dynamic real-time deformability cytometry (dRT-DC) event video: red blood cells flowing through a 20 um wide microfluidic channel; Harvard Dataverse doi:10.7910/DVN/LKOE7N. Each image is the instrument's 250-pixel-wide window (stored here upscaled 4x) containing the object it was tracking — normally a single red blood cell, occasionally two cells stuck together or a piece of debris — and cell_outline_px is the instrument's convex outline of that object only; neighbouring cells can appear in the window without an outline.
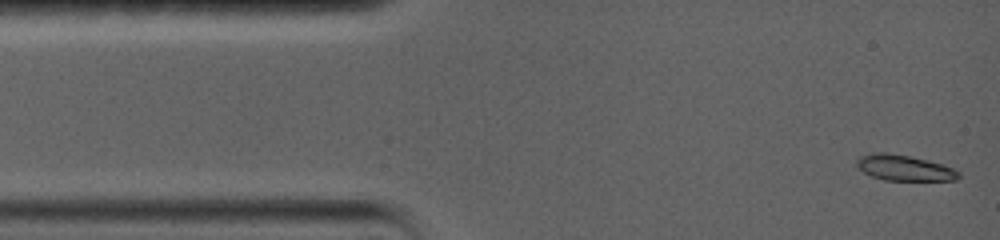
{"species": "common noctule bat (a hibernating species)", "species_latin": "Nyctalus noctula", "temperature_condition": "warm", "stored_images_in_passage": 13, "camera_frame_rate_fps": 5000, "um_per_image_px": 0.085, "animal": {"sex": "female", "body_mass_g": 19.0, "forearm_length_mm": 56.7}, "frame": {"image": 1, "passage_image": 1, "time_ms": 0.0, "image_size_px": [1000, 240], "cell_outline_px": [[960, 176], [956, 180], [884, 180], [872, 176], [864, 172], [856, 164], [856, 160], [860, 156], [876, 152], [888, 152], [928, 160], [944, 164], [960, 172]], "centroid_in_image_um": [76.88, 14.26], "position_along_channel_um": 8.1, "area_um2": 15.2}}
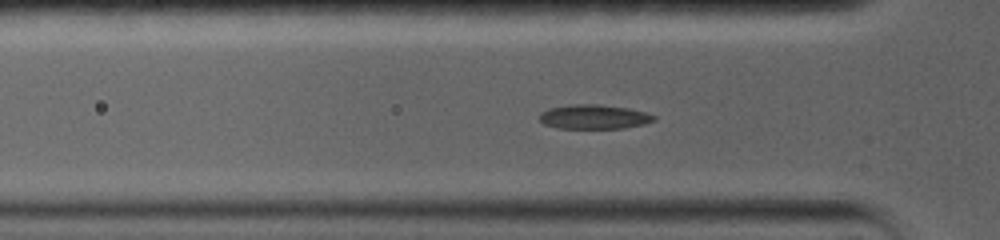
{"frame": {"image": 2, "passage_image": 8, "time_ms": 4.0, "image_size_px": [1000, 240], "cell_outline_px": [[656, 120], [644, 124], [624, 128], [556, 128], [544, 124], [540, 120], [540, 112], [548, 108], [568, 104], [600, 104], [628, 108], [644, 112], [656, 116]], "centroid_in_image_um": [50.47, 9.92], "position_along_channel_um": 75.3, "area_um2": 16.36}}
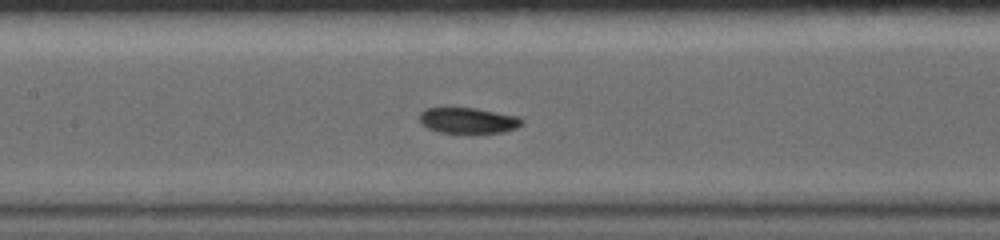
{"frame": {"image": 3, "passage_image": 13, "time_ms": 6.6, "image_size_px": [1000, 240], "cell_outline_px": [[524, 124], [516, 128], [504, 132], [440, 132], [428, 128], [420, 124], [420, 112], [424, 108], [476, 108], [520, 116], [524, 120]], "centroid_in_image_um": [39.82, 10.23], "position_along_channel_um": 167.6, "area_um2": 15.37}}